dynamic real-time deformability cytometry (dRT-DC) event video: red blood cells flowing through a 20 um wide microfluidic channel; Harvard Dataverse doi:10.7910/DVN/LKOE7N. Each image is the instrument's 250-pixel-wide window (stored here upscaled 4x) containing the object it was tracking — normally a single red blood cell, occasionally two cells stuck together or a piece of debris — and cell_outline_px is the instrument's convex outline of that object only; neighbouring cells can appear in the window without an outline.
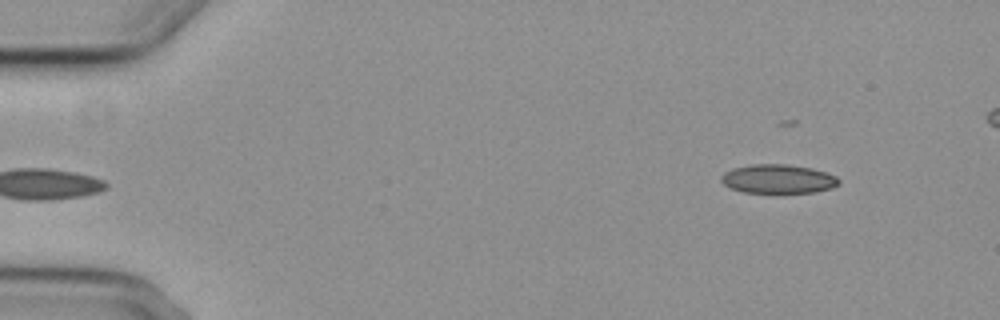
{"species": "common noctule bat (a hibernating species)", "species_latin": "Nyctalus noctula", "temperature_condition": "cold", "stored_images_in_passage": 6, "segment_of_instrument_passage": [2, 2], "camera_frame_rate_fps": 3000, "um_per_image_px": 0.085, "animal": {"sex": "female", "body_mass_g": 29.2, "forearm_length_mm": 56.3}, "frame": {"image": 1, "passage_image": 6, "time_ms": 6.333, "image_size_px": [1000, 320], "cell_outline_px": [[840, 184], [832, 188], [816, 192], [744, 192], [732, 188], [724, 184], [720, 180], [720, 176], [724, 172], [732, 168], [752, 164], [788, 164], [812, 168], [836, 176], [840, 180]], "centroid_in_image_um": [66.14, 15.2], "position_along_channel_um": 18.9, "area_um2": 19.83}}